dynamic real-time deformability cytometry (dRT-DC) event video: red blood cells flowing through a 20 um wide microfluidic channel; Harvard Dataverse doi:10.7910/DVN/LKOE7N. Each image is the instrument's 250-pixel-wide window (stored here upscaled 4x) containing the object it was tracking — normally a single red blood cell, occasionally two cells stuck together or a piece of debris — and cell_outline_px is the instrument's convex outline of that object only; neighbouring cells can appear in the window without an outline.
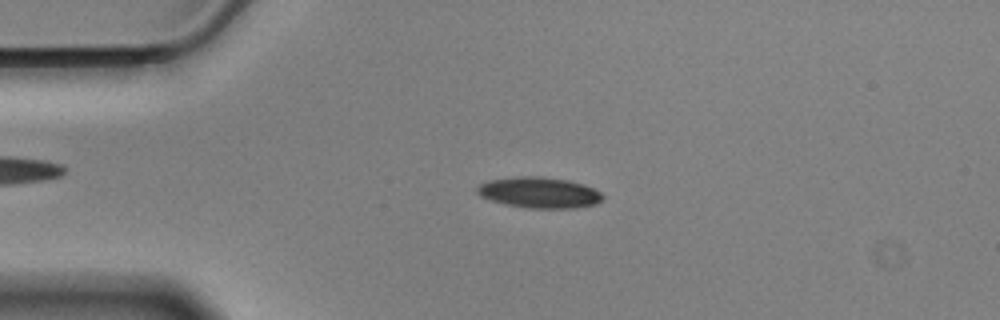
{"species": "Egyptian fruit bat (a non-hibernating species)", "species_latin": "Rousettus aegyptiacus", "temperature_condition": "cold", "stored_images_in_passage": 56, "camera_frame_rate_fps": 3000, "um_per_image_px": 0.085, "animal": {"sex": "male"}, "frame": {"image": 1, "passage_image": 12, "time_ms": 3.667, "image_size_px": [1000, 320], "cell_outline_px": [[604, 200], [596, 204], [576, 208], [528, 208], [504, 204], [480, 196], [476, 192], [476, 188], [480, 184], [488, 180], [524, 176], [540, 176], [568, 180], [592, 188], [600, 192], [604, 196]], "centroid_in_image_um": [45.84, 16.38], "position_along_channel_um": 39.2, "area_um2": 22.54}}
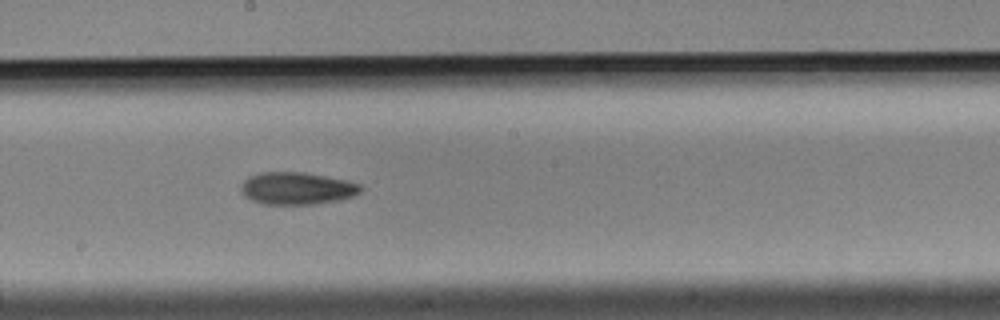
{"frame": {"image": 2, "passage_image": 30, "time_ms": 9.667, "image_size_px": [1000, 320], "cell_outline_px": [[364, 188], [360, 192], [352, 196], [340, 200], [312, 204], [264, 204], [252, 200], [244, 196], [240, 188], [244, 180], [248, 176], [260, 172], [304, 172], [348, 180], [360, 184]], "centroid_in_image_um": [25.25, 16.0], "position_along_channel_um": 223.0, "area_um2": 22.66}}
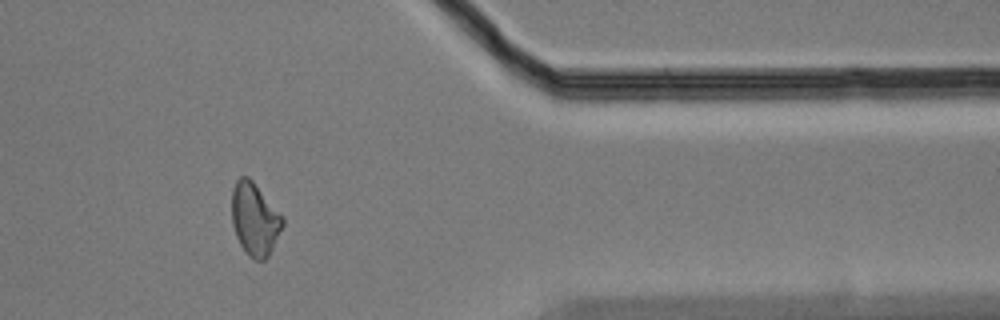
{"frame": {"image": 3, "passage_image": 46, "time_ms": 15.0, "image_size_px": [1000, 320], "cell_outline_px": [[284, 224], [268, 256], [264, 260], [256, 260], [248, 256], [240, 244], [236, 236], [232, 224], [232, 188], [236, 180], [240, 176], [248, 176], [252, 180], [284, 216]], "centroid_in_image_um": [21.65, 18.61], "position_along_channel_um": 389.7, "area_um2": 21.62}}